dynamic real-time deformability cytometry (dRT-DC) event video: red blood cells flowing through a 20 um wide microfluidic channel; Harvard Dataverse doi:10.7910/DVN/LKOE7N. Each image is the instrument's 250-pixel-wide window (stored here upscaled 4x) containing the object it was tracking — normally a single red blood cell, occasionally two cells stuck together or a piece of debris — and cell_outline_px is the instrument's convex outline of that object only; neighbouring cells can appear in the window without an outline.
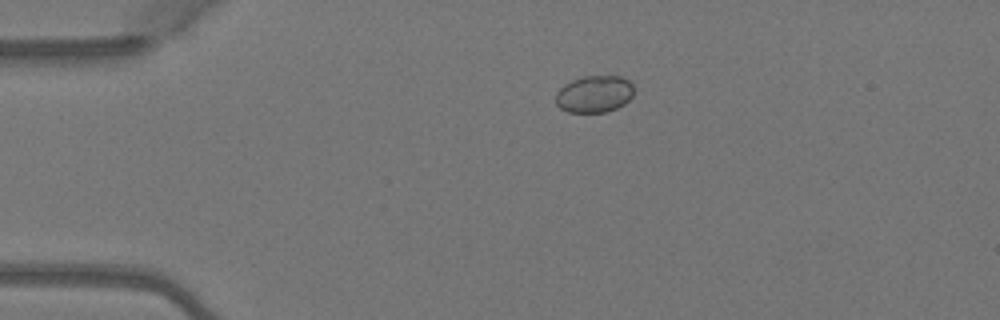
{"species": "Egyptian fruit bat (a non-hibernating species)", "species_latin": "Rousettus aegyptiacus", "temperature_condition": "warm", "stored_images_in_passage": 4, "camera_frame_rate_fps": 3000, "um_per_image_px": 0.085, "animal": {"sex": "female"}, "frame": {"image": 1, "passage_image": 3, "time_ms": 0.667, "image_size_px": [1000, 320], "cell_outline_px": [[632, 96], [624, 104], [616, 108], [604, 112], [568, 112], [560, 108], [556, 104], [556, 92], [564, 84], [572, 80], [584, 76], [620, 76], [628, 80], [632, 84]], "centroid_in_image_um": [50.49, 7.99], "position_along_channel_um": 34.5, "area_um2": 16.76}}